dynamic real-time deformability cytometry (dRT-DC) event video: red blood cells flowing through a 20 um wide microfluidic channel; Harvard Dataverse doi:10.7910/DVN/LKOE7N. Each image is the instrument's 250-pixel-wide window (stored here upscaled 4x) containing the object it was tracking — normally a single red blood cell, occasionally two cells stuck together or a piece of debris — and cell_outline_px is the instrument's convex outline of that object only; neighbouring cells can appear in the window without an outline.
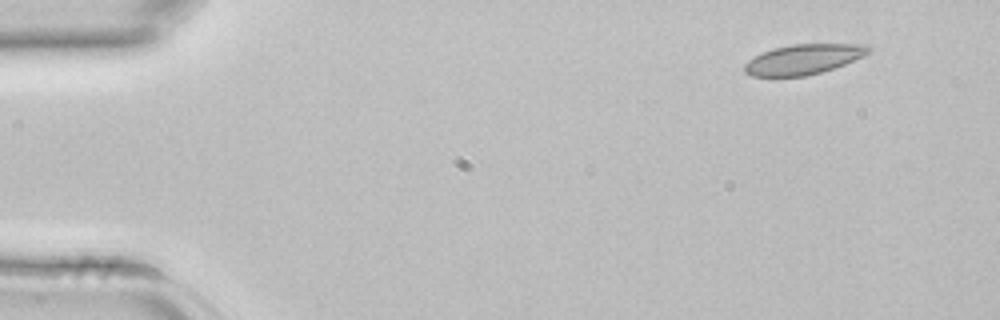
{"species": "common noctule bat (a hibernating species)", "species_latin": "Nyctalus noctula", "temperature_condition": "room temperature", "stored_images_in_passage": 3, "camera_frame_rate_fps": 3000, "um_per_image_px": 0.085, "animal": {"sex": "female", "body_mass_g": 22.7, "forearm_length_mm": 54.2}, "frame": {"image": 1, "passage_image": 1, "time_ms": 0.0, "image_size_px": [1000, 320], "cell_outline_px": [[872, 52], [864, 56], [844, 64], [820, 72], [804, 76], [752, 76], [744, 72], [744, 64], [748, 60], [772, 48], [792, 44], [864, 44], [872, 48]], "centroid_in_image_um": [68.31, 5.03], "position_along_channel_um": 16.7, "area_um2": 21.62}}
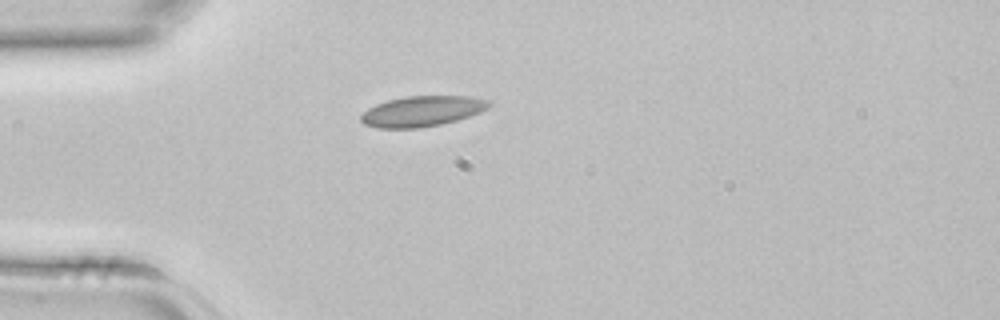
{"frame": {"image": 2, "passage_image": 3, "time_ms": 0.667, "image_size_px": [1000, 320], "cell_outline_px": [[492, 104], [488, 108], [480, 112], [456, 120], [440, 124], [420, 128], [376, 128], [364, 124], [360, 120], [360, 116], [368, 108], [376, 104], [388, 100], [404, 96], [472, 96], [488, 100]], "centroid_in_image_um": [35.86, 9.45], "position_along_channel_um": 49.1, "area_um2": 22.77}}